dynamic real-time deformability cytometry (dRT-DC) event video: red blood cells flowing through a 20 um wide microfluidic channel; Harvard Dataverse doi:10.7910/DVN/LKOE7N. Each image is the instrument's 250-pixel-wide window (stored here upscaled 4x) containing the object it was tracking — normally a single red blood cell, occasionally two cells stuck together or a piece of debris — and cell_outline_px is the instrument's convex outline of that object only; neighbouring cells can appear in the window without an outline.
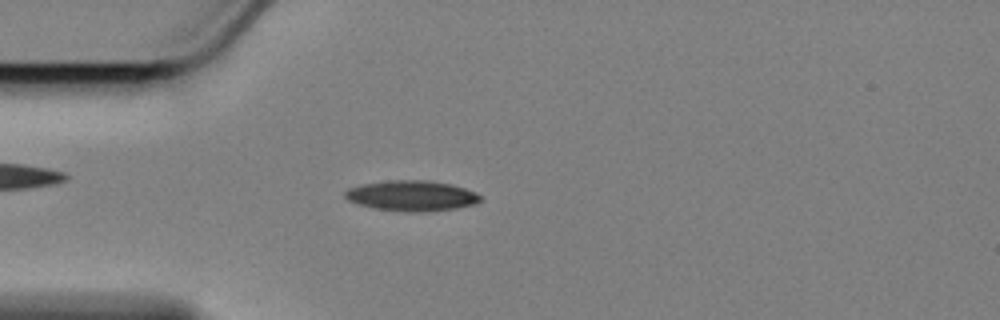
{"species": "Egyptian fruit bat (a non-hibernating species)", "species_latin": "Rousettus aegyptiacus", "temperature_condition": "cold", "stored_images_in_passage": 51, "camera_frame_rate_fps": 3000, "um_per_image_px": 0.085, "animal": {"sex": "female"}, "frame": {"image": 1, "passage_image": 9, "time_ms": 2.667, "image_size_px": [1000, 320], "cell_outline_px": [[480, 200], [472, 204], [456, 208], [424, 212], [408, 212], [376, 208], [360, 204], [348, 200], [344, 196], [344, 192], [348, 188], [360, 184], [392, 180], [428, 180], [452, 184], [476, 192], [480, 196]], "centroid_in_image_um": [34.97, 16.63], "position_along_channel_um": 50.0, "area_um2": 23.87}}
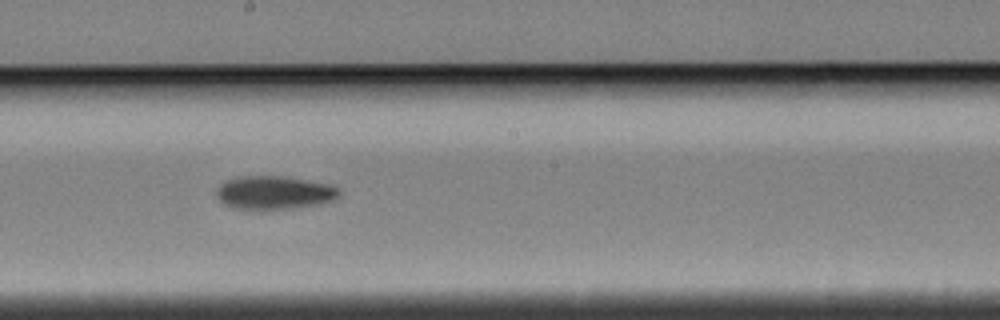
{"frame": {"image": 2, "passage_image": 25, "time_ms": 8.0, "image_size_px": [1000, 320], "cell_outline_px": [[340, 196], [332, 200], [320, 204], [288, 208], [232, 208], [224, 204], [216, 196], [216, 188], [220, 184], [228, 180], [240, 176], [280, 176], [328, 184], [340, 188]], "centroid_in_image_um": [23.3, 16.36], "position_along_channel_um": 224.9, "area_um2": 23.47}}
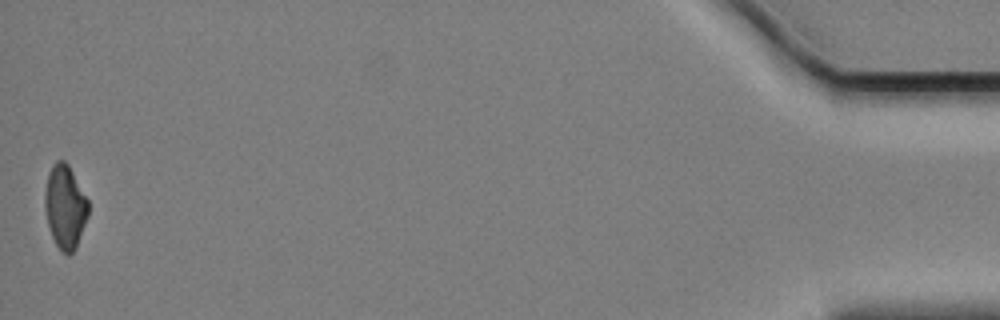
{"frame": {"image": 3, "passage_image": 51, "time_ms": 16.667, "image_size_px": [1000, 320], "cell_outline_px": [[88, 216], [76, 248], [68, 256], [56, 244], [52, 236], [48, 224], [44, 204], [44, 192], [48, 172], [52, 164], [56, 160], [64, 160], [68, 164], [88, 200]], "centroid_in_image_um": [5.52, 17.55], "position_along_channel_um": 429.7, "area_um2": 21.1}, "authors_computed_cell_mechanics": {"area_um2": 22.7732, "velocity_mm_per_s": 3.453, "shape_relaxation_time_tau1_ms": 6.0945, "shape_relaxation_time_tau2_ms": null, "deformation_change_tau1": 0.1665, "deformation_change_tau2": null}}